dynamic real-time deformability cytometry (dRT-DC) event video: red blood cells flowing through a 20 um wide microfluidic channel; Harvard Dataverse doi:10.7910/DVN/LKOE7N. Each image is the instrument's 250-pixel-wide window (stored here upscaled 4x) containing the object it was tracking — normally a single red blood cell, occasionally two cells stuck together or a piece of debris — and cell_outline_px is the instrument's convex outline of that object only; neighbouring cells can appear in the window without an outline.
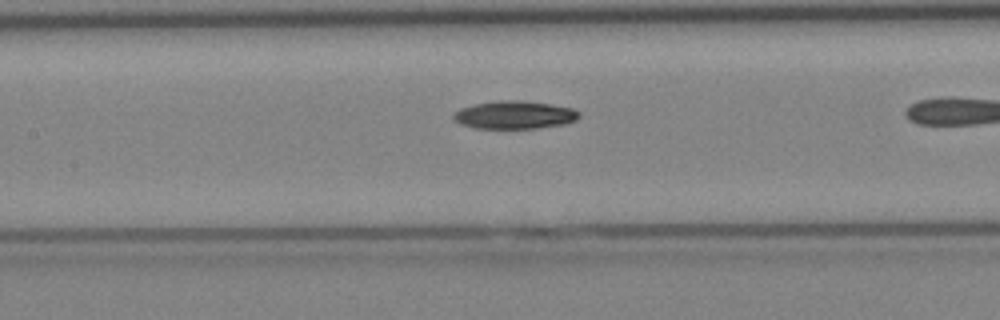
{"species": "Egyptian fruit bat (a non-hibernating species)", "species_latin": "Rousettus aegyptiacus", "temperature_condition": "cold", "stored_images_in_passage": 10, "camera_frame_rate_fps": 3000, "um_per_image_px": 0.085, "animal": {"sex": "female"}, "frame": {"image": 1, "passage_image": 7, "time_ms": 2.0, "image_size_px": [1000, 320], "cell_outline_px": [[580, 116], [576, 120], [564, 124], [536, 128], [476, 128], [460, 124], [452, 116], [460, 108], [472, 104], [496, 100], [520, 100], [548, 104], [572, 108], [580, 112]], "centroid_in_image_um": [43.72, 9.76], "position_along_channel_um": 163.7, "area_um2": 20.4}}